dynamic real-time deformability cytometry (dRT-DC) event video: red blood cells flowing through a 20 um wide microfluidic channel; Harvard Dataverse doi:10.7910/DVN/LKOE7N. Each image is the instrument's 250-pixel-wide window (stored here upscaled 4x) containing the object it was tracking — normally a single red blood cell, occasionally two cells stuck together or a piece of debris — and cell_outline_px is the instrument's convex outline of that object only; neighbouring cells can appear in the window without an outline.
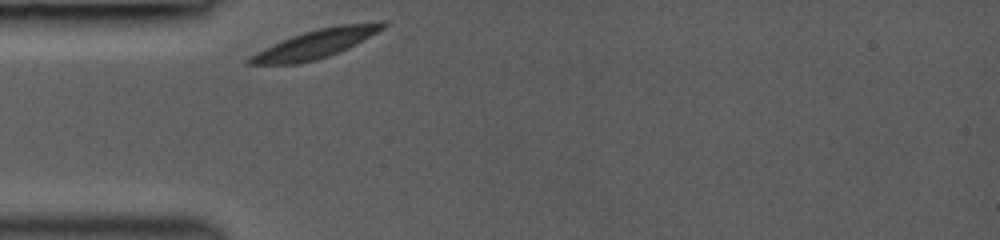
{"species": "common noctule bat (a hibernating species)", "species_latin": "Nyctalus noctula", "temperature_condition": "room temperature", "stored_images_in_passage": 1, "camera_frame_rate_fps": 3000, "um_per_image_px": 0.085, "animal": {"sex": "female", "body_mass_g": 19.0, "forearm_length_mm": 53.3}, "frame": {"image": 1, "passage_image": 1, "time_ms": 0.0, "image_size_px": [1000, 240], "cell_outline_px": [[388, 24], [384, 28], [348, 48], [328, 56], [300, 64], [248, 64], [244, 60], [248, 56], [264, 48], [292, 36], [304, 32], [320, 28], [340, 24], [380, 20], [384, 20]], "centroid_in_image_um": [26.85, 3.71], "position_along_channel_um": 58.2, "area_um2": 22.2}}